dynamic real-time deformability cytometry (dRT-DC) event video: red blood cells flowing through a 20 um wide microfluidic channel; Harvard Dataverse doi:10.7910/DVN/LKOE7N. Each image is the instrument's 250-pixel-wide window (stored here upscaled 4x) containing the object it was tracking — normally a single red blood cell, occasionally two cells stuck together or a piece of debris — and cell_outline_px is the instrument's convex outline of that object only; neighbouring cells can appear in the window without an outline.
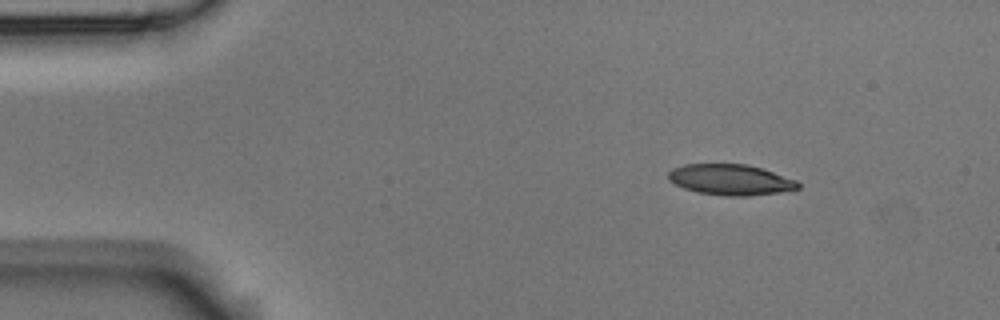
{"species": "Egyptian fruit bat (a non-hibernating species)", "species_latin": "Rousettus aegyptiacus", "temperature_condition": "room temperature", "stored_images_in_passage": 7, "camera_frame_rate_fps": 3000, "um_per_image_px": 0.085, "animal": {"sex": "male"}, "frame": {"image": 1, "passage_image": 1, "time_ms": 0.0, "image_size_px": [1000, 320], "cell_outline_px": [[800, 188], [780, 192], [748, 196], [728, 196], [696, 192], [684, 188], [668, 180], [668, 172], [672, 168], [684, 164], [748, 164], [764, 168], [796, 180], [800, 184]], "centroid_in_image_um": [62.1, 15.27], "position_along_channel_um": 22.9, "area_um2": 23.41}}
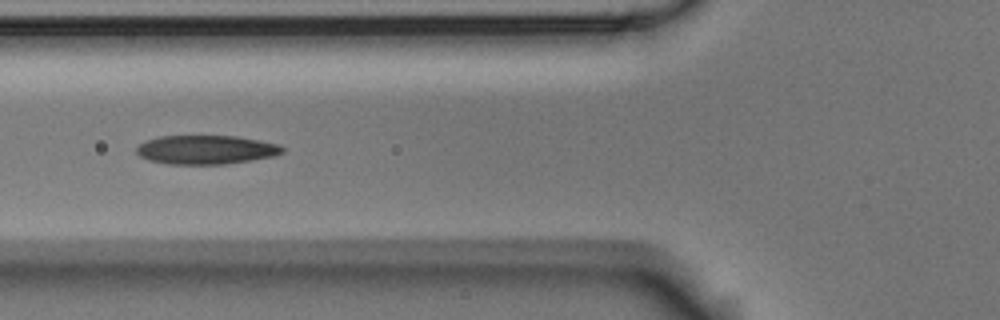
{"frame": {"image": 2, "passage_image": 5, "time_ms": 1.333, "image_size_px": [1000, 320], "cell_outline_px": [[284, 152], [272, 156], [252, 160], [224, 164], [168, 164], [148, 160], [140, 156], [136, 152], [136, 148], [140, 144], [148, 140], [160, 136], [236, 136], [260, 140], [280, 144], [284, 148]], "centroid_in_image_um": [17.53, 12.72], "position_along_channel_um": 108.3, "area_um2": 24.57}}
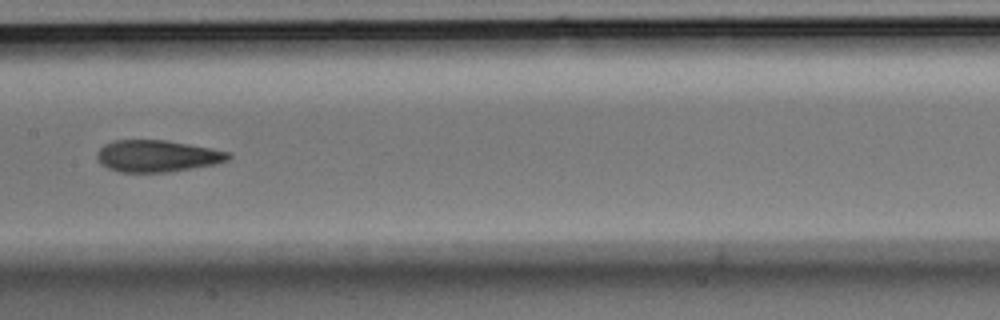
{"frame": {"image": 3, "passage_image": 7, "time_ms": 2.0, "image_size_px": [1000, 320], "cell_outline_px": [[232, 156], [228, 160], [216, 164], [172, 172], [120, 172], [108, 168], [100, 164], [96, 156], [96, 152], [104, 144], [112, 140], [164, 140], [212, 148], [232, 152]], "centroid_in_image_um": [13.37, 13.26], "position_along_channel_um": 194.0, "area_um2": 24.62}}